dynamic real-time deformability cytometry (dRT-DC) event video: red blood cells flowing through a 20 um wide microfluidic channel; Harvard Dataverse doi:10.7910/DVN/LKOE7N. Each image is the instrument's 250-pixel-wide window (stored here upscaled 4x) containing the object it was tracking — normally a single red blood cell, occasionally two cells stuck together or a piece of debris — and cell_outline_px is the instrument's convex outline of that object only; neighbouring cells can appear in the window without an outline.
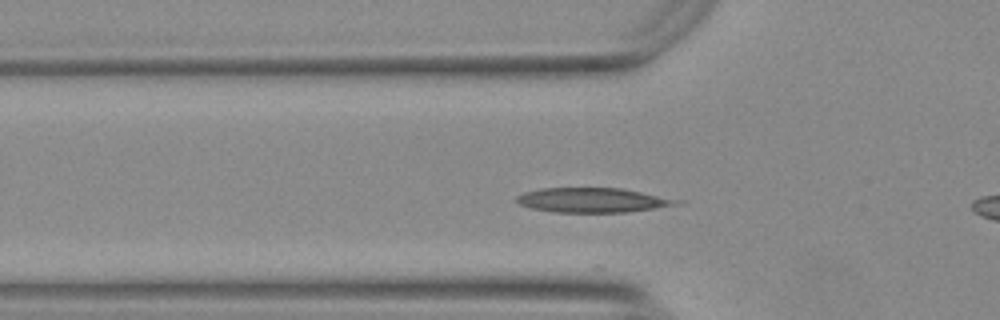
{"species": "Egyptian fruit bat (a non-hibernating species)", "species_latin": "Rousettus aegyptiacus", "temperature_condition": "warm", "stored_images_in_passage": 21, "camera_frame_rate_fps": 3000, "um_per_image_px": 0.085, "animal": {"sex": "female"}, "frame": {"image": 1, "passage_image": 12, "time_ms": 3.667, "image_size_px": [1000, 320], "cell_outline_px": [[688, 204], [628, 212], [552, 212], [532, 208], [520, 204], [512, 200], [516, 196], [524, 192], [540, 188], [620, 188], [688, 200]], "centroid_in_image_um": [50.51, 17.01], "position_along_channel_um": 75.3, "area_um2": 23.58}}
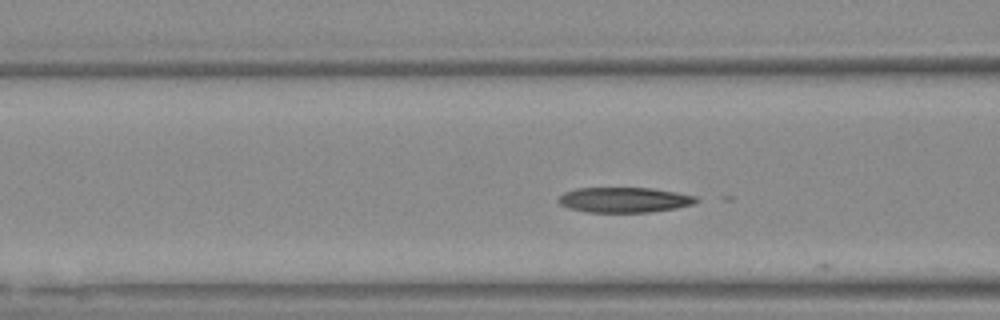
{"frame": {"image": 2, "passage_image": 15, "time_ms": 4.667, "image_size_px": [1000, 320], "cell_outline_px": [[700, 200], [692, 204], [676, 208], [652, 212], [584, 212], [568, 208], [560, 204], [556, 200], [564, 192], [576, 188], [652, 188], [676, 192], [696, 196]], "centroid_in_image_um": [53.04, 16.99], "position_along_channel_um": 113.6, "area_um2": 20.35}}
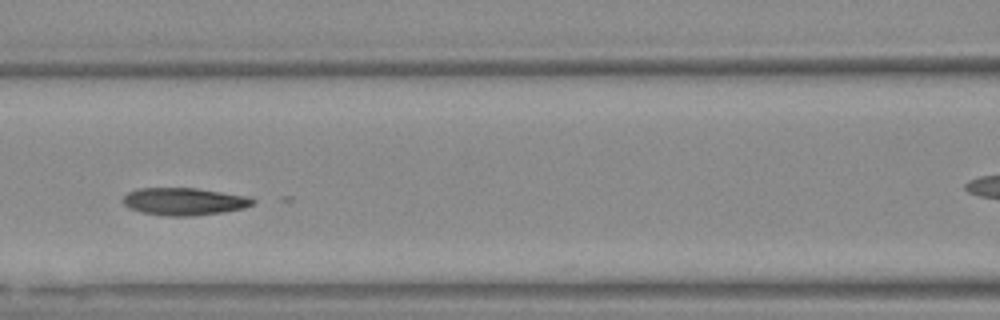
{"frame": {"image": 3, "passage_image": 18, "time_ms": 5.667, "image_size_px": [1000, 320], "cell_outline_px": [[256, 200], [252, 204], [244, 208], [224, 212], [192, 216], [164, 216], [140, 212], [128, 208], [124, 204], [124, 196], [128, 192], [140, 188], [196, 188], [244, 196]], "centroid_in_image_um": [15.61, 17.14], "position_along_channel_um": 151.0, "area_um2": 20.63}}